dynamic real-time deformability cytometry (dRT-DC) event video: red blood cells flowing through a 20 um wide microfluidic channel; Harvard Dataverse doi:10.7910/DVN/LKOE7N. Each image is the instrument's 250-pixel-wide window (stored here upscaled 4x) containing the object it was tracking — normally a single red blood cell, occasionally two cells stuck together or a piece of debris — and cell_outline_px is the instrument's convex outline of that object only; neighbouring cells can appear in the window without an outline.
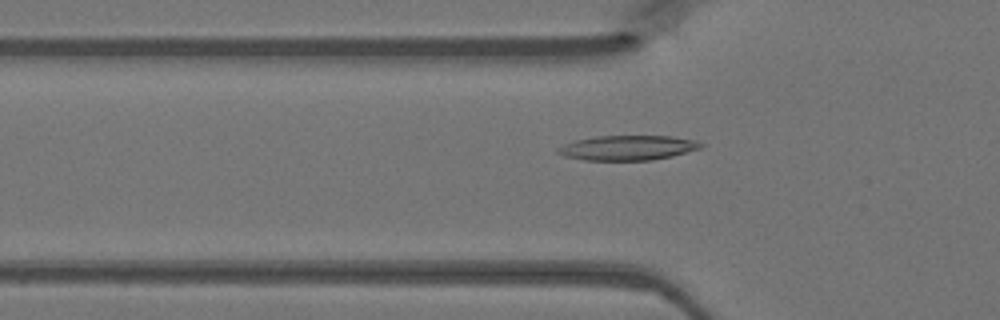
{"species": "Egyptian fruit bat (a non-hibernating species)", "species_latin": "Rousettus aegyptiacus", "temperature_condition": "warm", "stored_images_in_passage": 42, "camera_frame_rate_fps": 3000, "um_per_image_px": 0.085, "animal": {"sex": "female"}, "frame": {"image": 1, "passage_image": 14, "time_ms": 4.333, "image_size_px": [1000, 320], "cell_outline_px": [[704, 144], [700, 148], [672, 156], [652, 160], [584, 160], [564, 156], [556, 152], [556, 148], [564, 144], [576, 140], [596, 136], [672, 136], [696, 140]], "centroid_in_image_um": [53.34, 12.56], "position_along_channel_um": 72.5, "area_um2": 20.63}}
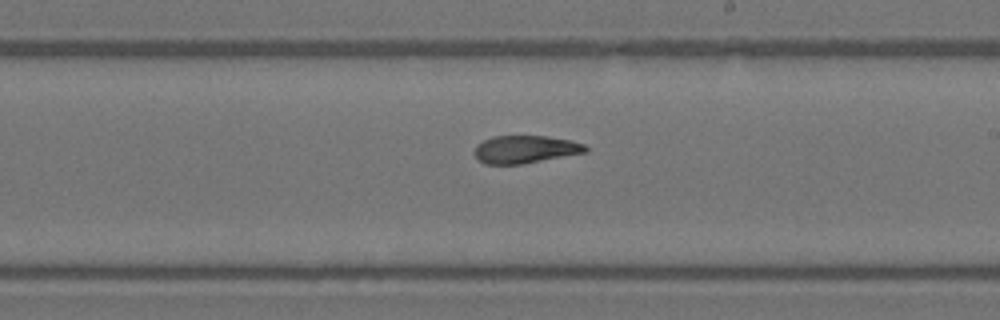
{"frame": {"image": 2, "passage_image": 26, "time_ms": 8.333, "image_size_px": [1000, 320], "cell_outline_px": [[588, 152], [524, 164], [484, 164], [472, 152], [476, 144], [492, 136], [548, 136], [568, 140], [584, 144], [588, 148]], "centroid_in_image_um": [44.63, 12.7], "position_along_channel_um": 244.4, "area_um2": 18.09}}
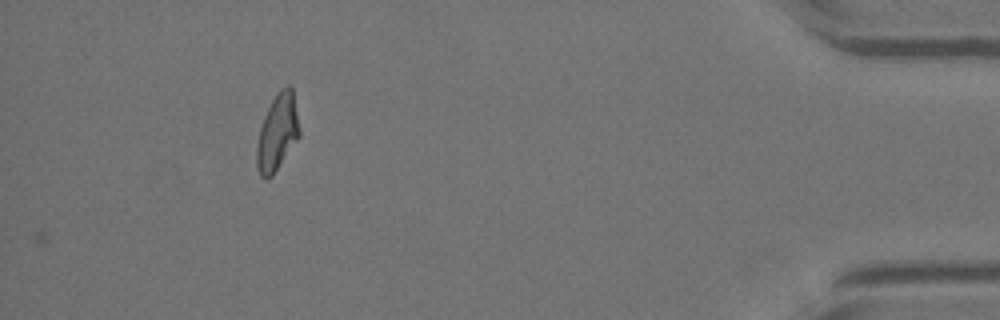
{"frame": {"image": 3, "passage_image": 42, "time_ms": 13.667, "image_size_px": [1000, 320], "cell_outline_px": [[300, 136], [272, 176], [260, 176], [256, 164], [256, 144], [260, 128], [264, 116], [276, 92], [280, 88], [288, 84], [292, 88], [300, 128]], "centroid_in_image_um": [23.58, 11.22], "position_along_channel_um": 411.6, "area_um2": 18.96}}